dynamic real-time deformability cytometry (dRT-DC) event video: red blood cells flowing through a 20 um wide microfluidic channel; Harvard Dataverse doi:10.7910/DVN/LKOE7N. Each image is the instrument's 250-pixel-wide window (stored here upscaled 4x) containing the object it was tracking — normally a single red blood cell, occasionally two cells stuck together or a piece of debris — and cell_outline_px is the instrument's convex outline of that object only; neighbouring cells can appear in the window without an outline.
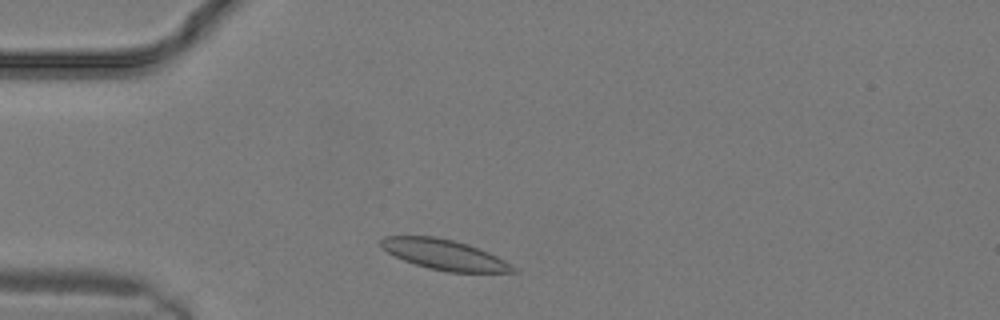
{"species": "common noctule bat (a hibernating species)", "species_latin": "Nyctalus noctula", "temperature_condition": "warm", "stored_images_in_passage": 2, "camera_frame_rate_fps": 3000, "um_per_image_px": 0.085, "animal": {"sex": "male", "body_mass_g": 19.2, "forearm_length_mm": 51.8}, "frame": {"image": 1, "passage_image": 1, "time_ms": 0.0, "image_size_px": [1000, 320], "cell_outline_px": [[516, 272], [448, 272], [428, 268], [404, 260], [388, 252], [380, 244], [380, 240], [384, 236], [432, 236], [452, 240], [468, 244], [488, 252], [504, 260], [516, 268]], "centroid_in_image_um": [37.77, 21.64], "position_along_channel_um": 47.2, "area_um2": 22.95}}